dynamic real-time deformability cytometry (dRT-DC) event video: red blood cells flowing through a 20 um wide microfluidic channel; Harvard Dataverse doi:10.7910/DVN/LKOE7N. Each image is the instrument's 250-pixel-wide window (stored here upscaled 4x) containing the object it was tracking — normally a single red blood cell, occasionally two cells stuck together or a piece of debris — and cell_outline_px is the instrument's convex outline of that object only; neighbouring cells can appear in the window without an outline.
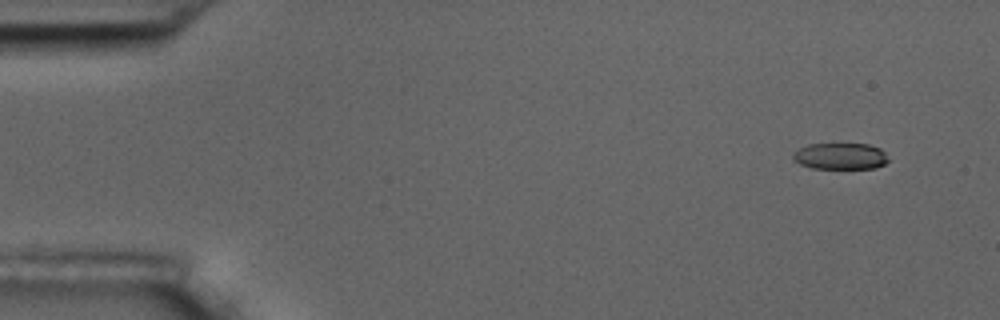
{"species": "common noctule bat (a hibernating species)", "species_latin": "Nyctalus noctula", "temperature_condition": "room temperature", "stored_images_in_passage": 8, "camera_frame_rate_fps": 3000, "um_per_image_px": 0.085, "animal": {"sex": "male", "body_mass_g": 17.5, "forearm_length_mm": 52.3}, "frame": {"image": 1, "passage_image": 1, "time_ms": 0.0, "image_size_px": [1000, 320], "cell_outline_px": [[888, 160], [884, 164], [876, 168], [812, 168], [800, 164], [792, 160], [792, 152], [808, 144], [868, 144], [880, 148], [884, 152]], "centroid_in_image_um": [71.39, 13.27], "position_along_channel_um": 13.6, "area_um2": 14.68}}
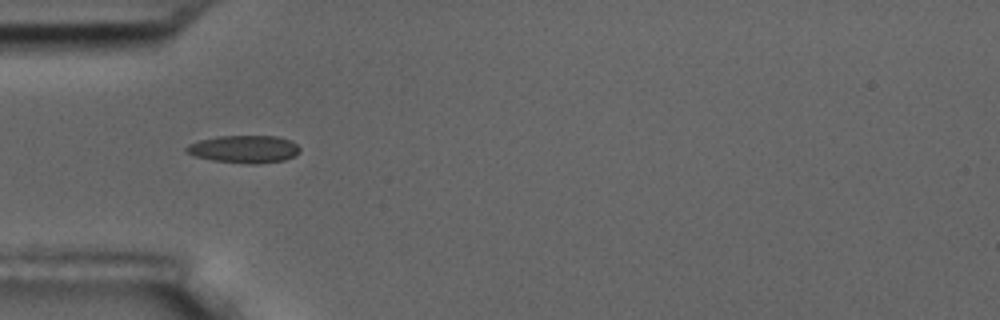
{"frame": {"image": 2, "passage_image": 5, "time_ms": 4.667, "image_size_px": [1000, 320], "cell_outline_px": [[300, 152], [284, 160], [256, 164], [248, 164], [212, 160], [196, 156], [184, 152], [184, 148], [188, 144], [200, 140], [216, 136], [276, 136], [292, 140], [300, 148]], "centroid_in_image_um": [20.73, 12.67], "position_along_channel_um": 64.3, "area_um2": 18.32}}
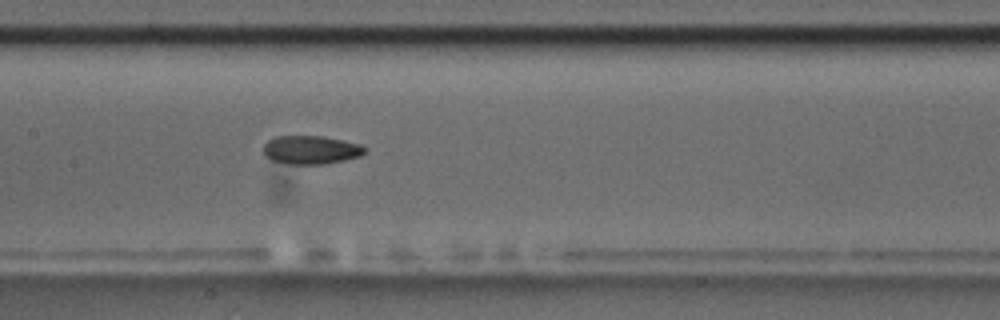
{"frame": {"image": 3, "passage_image": 8, "time_ms": 8.0, "image_size_px": [1000, 320], "cell_outline_px": [[368, 148], [360, 156], [344, 160], [324, 164], [288, 164], [272, 160], [264, 156], [264, 144], [268, 140], [276, 136], [324, 136], [360, 144]], "centroid_in_image_um": [26.42, 12.73], "position_along_channel_um": 181.0, "area_um2": 16.88}}